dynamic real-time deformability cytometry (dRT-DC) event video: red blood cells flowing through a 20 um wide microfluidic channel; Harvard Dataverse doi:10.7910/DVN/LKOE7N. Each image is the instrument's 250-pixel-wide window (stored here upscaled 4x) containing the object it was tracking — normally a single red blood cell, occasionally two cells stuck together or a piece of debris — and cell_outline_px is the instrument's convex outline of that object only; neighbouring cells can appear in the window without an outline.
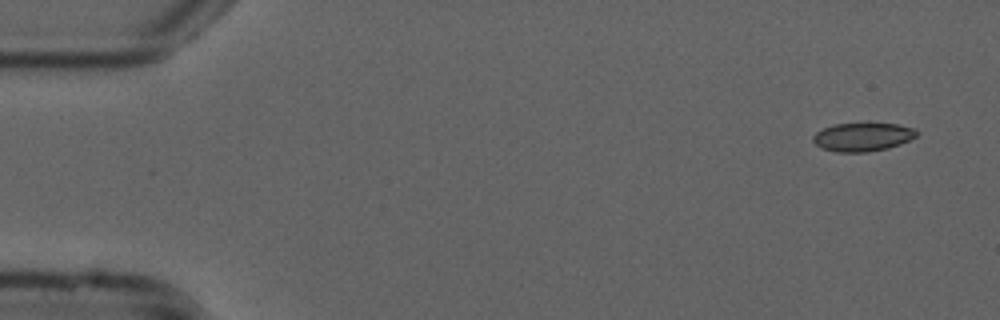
{"species": "common noctule bat (a hibernating species)", "species_latin": "Nyctalus noctula", "temperature_condition": "cold", "stored_images_in_passage": 51, "camera_frame_rate_fps": 3000, "um_per_image_px": 0.085, "animal": {"sex": "male", "forearm_length_mm": 52.5}, "frame": {"image": 1, "passage_image": 1, "time_ms": 0.0, "image_size_px": [1000, 320], "cell_outline_px": [[920, 132], [916, 136], [900, 144], [888, 148], [864, 152], [836, 152], [820, 148], [812, 140], [812, 136], [816, 132], [824, 128], [836, 124], [896, 124], [916, 128]], "centroid_in_image_um": [73.33, 11.65], "position_along_channel_um": 11.7, "area_um2": 17.11}}
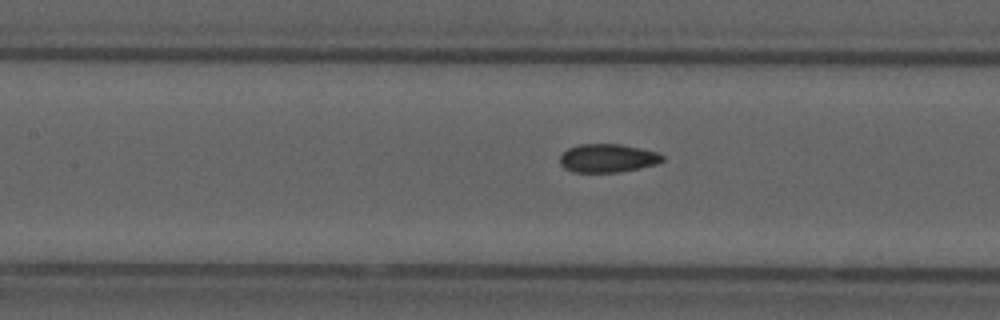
{"frame": {"image": 2, "passage_image": 22, "time_ms": 7.0, "image_size_px": [1000, 320], "cell_outline_px": [[664, 160], [656, 164], [640, 168], [620, 172], [572, 172], [564, 168], [560, 164], [560, 156], [568, 148], [580, 144], [620, 144], [640, 148], [656, 152], [664, 156]], "centroid_in_image_um": [51.64, 13.45], "position_along_channel_um": 155.8, "area_um2": 16.99}}
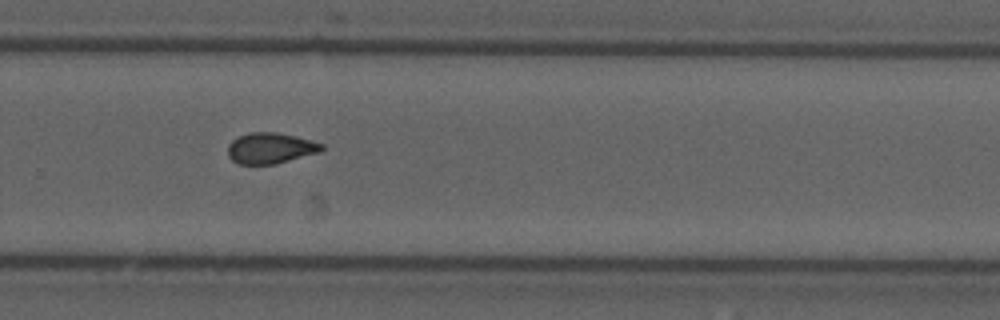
{"frame": {"image": 3, "passage_image": 34, "time_ms": 11.0, "image_size_px": [1000, 320], "cell_outline_px": [[324, 148], [320, 152], [276, 164], [240, 164], [232, 160], [228, 156], [228, 144], [232, 140], [248, 132], [276, 132], [296, 136], [324, 144]], "centroid_in_image_um": [22.99, 12.59], "position_along_channel_um": 306.8, "area_um2": 16.94}, "authors_computed_cell_mechanics": {"area_um2": 17.1666, "velocity_mm_per_s": 3.7882, "shape_relaxation_time_tau1_ms": null, "shape_relaxation_time_tau2_ms": 1.8523, "deformation_change_tau1": null, "deformation_change_tau2": 0.061}}